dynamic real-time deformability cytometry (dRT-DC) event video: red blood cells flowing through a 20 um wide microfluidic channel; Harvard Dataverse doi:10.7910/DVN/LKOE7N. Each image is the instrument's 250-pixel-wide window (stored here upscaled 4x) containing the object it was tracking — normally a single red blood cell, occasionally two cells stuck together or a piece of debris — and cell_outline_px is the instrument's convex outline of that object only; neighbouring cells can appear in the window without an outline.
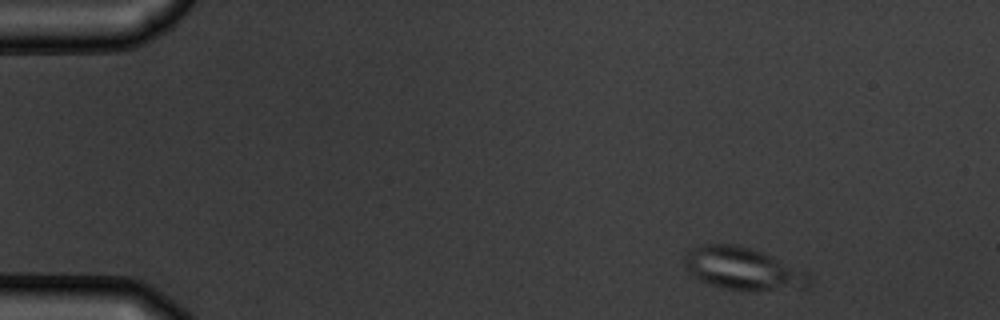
{"species": "common noctule bat (a hibernating species)", "species_latin": "Nyctalus noctula", "temperature_condition": "warm", "stored_images_in_passage": 3, "camera_frame_rate_fps": 3000, "um_per_image_px": 0.085, "animal": {"sex": "male", "body_mass_g": 19.5, "forearm_length_mm": 54.6}, "frame": {"image": 1, "passage_image": 1, "time_ms": 0.0, "image_size_px": [1000, 320], "cell_outline_px": [[812, 280], [808, 288], [724, 288], [708, 284], [692, 276], [688, 272], [684, 264], [684, 256], [688, 248], [704, 244], [736, 244], [752, 248], [808, 272]], "centroid_in_image_um": [63.09, 22.79], "position_along_channel_um": 21.9, "area_um2": 30.35}}